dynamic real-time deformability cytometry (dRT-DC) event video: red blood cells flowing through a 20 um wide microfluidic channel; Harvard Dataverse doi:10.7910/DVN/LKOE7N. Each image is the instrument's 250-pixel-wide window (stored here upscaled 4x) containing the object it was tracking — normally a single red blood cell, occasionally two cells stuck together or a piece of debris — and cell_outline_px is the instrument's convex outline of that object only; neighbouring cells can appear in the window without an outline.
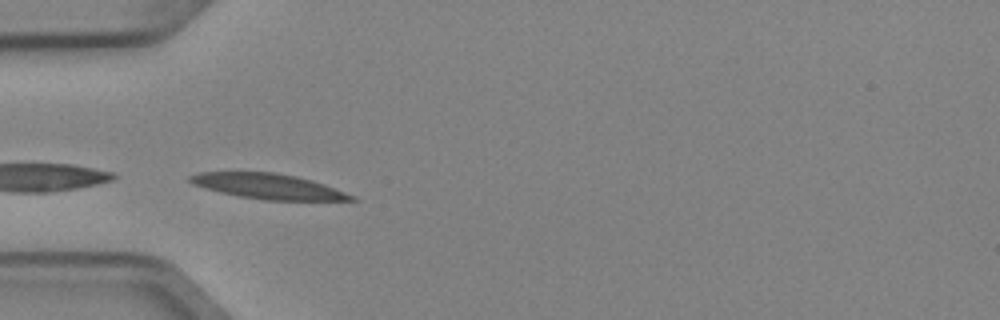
{"species": "Egyptian fruit bat (a non-hibernating species)", "species_latin": "Rousettus aegyptiacus", "temperature_condition": "cold", "stored_images_in_passage": 5, "camera_frame_rate_fps": 3000, "um_per_image_px": 0.085, "animal": {"sex": "female"}, "frame": {"image": 1, "passage_image": 4, "time_ms": 1.0, "image_size_px": [1000, 320], "cell_outline_px": [[360, 200], [264, 200], [240, 196], [220, 192], [204, 188], [192, 184], [188, 180], [188, 176], [196, 172], [272, 172], [296, 176], [312, 180], [324, 184], [356, 196]], "centroid_in_image_um": [22.78, 15.83], "position_along_channel_um": 62.2, "area_um2": 23.76}}
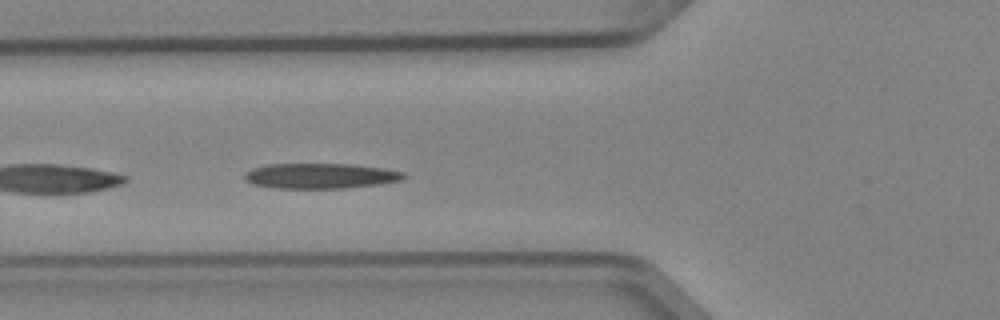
{"frame": {"image": 2, "passage_image": 5, "time_ms": 1.333, "image_size_px": [1000, 320], "cell_outline_px": [[408, 176], [404, 180], [380, 184], [344, 188], [272, 188], [252, 184], [244, 180], [244, 172], [252, 168], [268, 164], [352, 164], [384, 168], [404, 172]], "centroid_in_image_um": [27.24, 14.95], "position_along_channel_um": 98.6, "area_um2": 23.76}}